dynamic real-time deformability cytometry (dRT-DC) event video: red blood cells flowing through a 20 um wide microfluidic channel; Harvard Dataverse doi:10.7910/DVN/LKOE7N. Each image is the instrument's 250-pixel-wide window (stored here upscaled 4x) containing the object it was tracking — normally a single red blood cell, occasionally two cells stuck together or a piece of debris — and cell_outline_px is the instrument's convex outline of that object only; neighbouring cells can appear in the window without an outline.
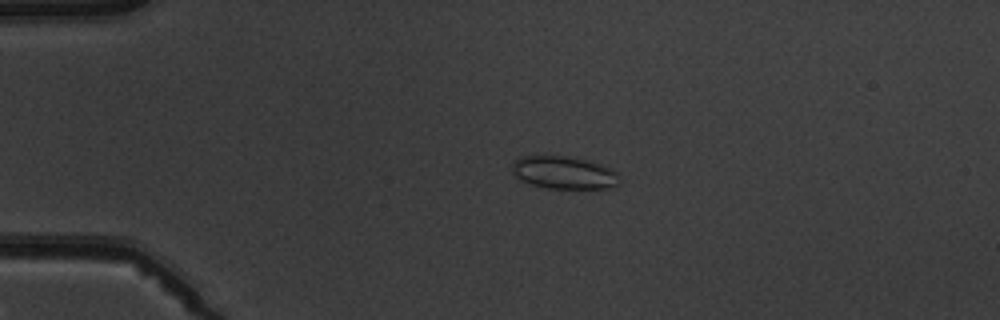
{"species": "common noctule bat (a hibernating species)", "species_latin": "Nyctalus noctula", "temperature_condition": "warm", "stored_images_in_passage": 5, "camera_frame_rate_fps": 3000, "um_per_image_px": 0.085, "animal": {"sex": "male", "body_mass_g": 19.5, "forearm_length_mm": 54.6}, "frame": {"image": 1, "passage_image": 4, "time_ms": 3.667, "image_size_px": [1000, 320], "cell_outline_px": [[620, 184], [612, 188], [548, 188], [532, 184], [520, 180], [512, 172], [512, 164], [520, 156], [568, 156], [588, 160], [600, 164], [616, 172], [620, 176]], "centroid_in_image_um": [47.96, 14.67], "position_along_channel_um": 37.0, "area_um2": 20.46}}